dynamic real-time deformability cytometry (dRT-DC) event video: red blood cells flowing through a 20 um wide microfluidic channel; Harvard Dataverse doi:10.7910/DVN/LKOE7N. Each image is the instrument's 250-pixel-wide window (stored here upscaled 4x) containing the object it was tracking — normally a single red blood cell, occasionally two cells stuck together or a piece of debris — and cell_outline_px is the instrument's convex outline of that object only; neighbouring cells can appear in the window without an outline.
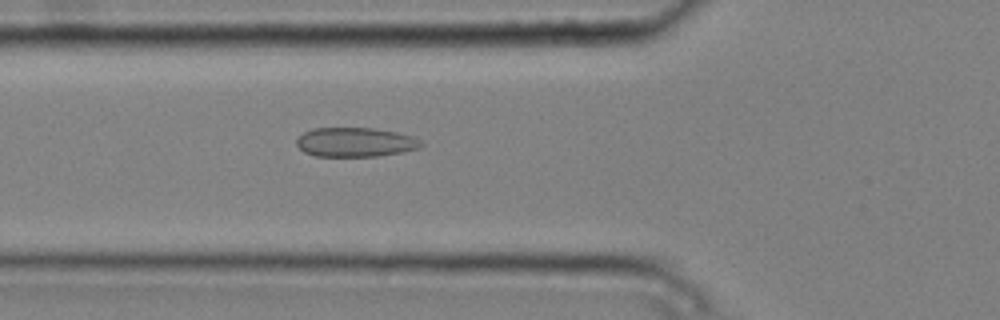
{"species": "common noctule bat (a hibernating species)", "species_latin": "Nyctalus noctula", "temperature_condition": "cold", "stored_images_in_passage": 3, "camera_frame_rate_fps": 3000, "um_per_image_px": 0.085, "animal": {"sex": "male", "body_mass_g": 20.4}, "frame": {"image": 1, "passage_image": 3, "time_ms": 0.667, "image_size_px": [1000, 320], "cell_outline_px": [[424, 144], [420, 148], [400, 152], [376, 156], [316, 156], [304, 152], [296, 144], [296, 140], [304, 132], [312, 128], [372, 128], [396, 132], [412, 136], [420, 140]], "centroid_in_image_um": [30.2, 12.08], "position_along_channel_um": 95.6, "area_um2": 21.15}}